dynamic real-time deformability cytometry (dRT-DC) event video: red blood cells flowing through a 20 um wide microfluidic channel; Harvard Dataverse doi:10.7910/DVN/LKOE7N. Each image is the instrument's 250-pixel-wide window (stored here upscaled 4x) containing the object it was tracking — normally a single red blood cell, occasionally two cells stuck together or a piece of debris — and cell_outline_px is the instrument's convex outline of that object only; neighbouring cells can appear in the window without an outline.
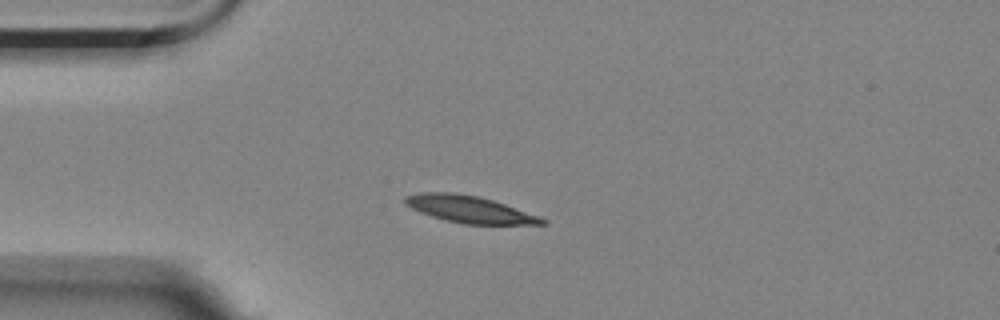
{"species": "Egyptian fruit bat (a non-hibernating species)", "species_latin": "Rousettus aegyptiacus", "temperature_condition": "room temperature", "stored_images_in_passage": 6, "camera_frame_rate_fps": 3000, "um_per_image_px": 0.085, "animal": {"sex": "female"}, "frame": {"image": 1, "passage_image": 1, "time_ms": 0.0, "image_size_px": [1000, 320], "cell_outline_px": [[548, 224], [464, 224], [444, 220], [420, 212], [404, 204], [404, 196], [420, 192], [456, 192], [476, 196], [492, 200], [540, 216], [548, 220]], "centroid_in_image_um": [39.89, 17.79], "position_along_channel_um": 45.1, "area_um2": 21.5}}
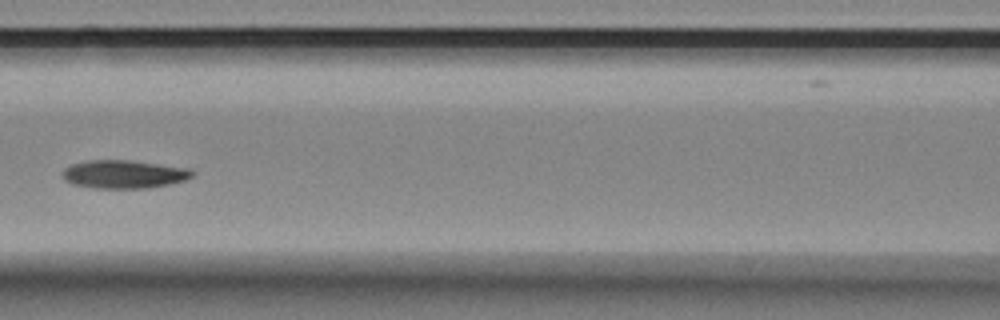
{"frame": {"image": 2, "passage_image": 4, "time_ms": 1.0, "image_size_px": [1000, 320], "cell_outline_px": [[196, 172], [192, 176], [184, 180], [168, 184], [148, 188], [92, 188], [72, 184], [64, 180], [64, 168], [72, 164], [88, 160], [128, 160], [192, 168]], "centroid_in_image_um": [10.55, 14.8], "position_along_channel_um": 156.0, "area_um2": 21.39}}
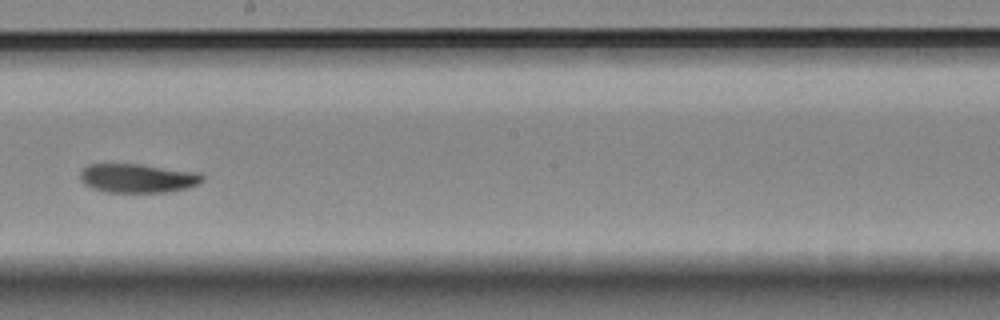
{"frame": {"image": 3, "passage_image": 6, "time_ms": 1.667, "image_size_px": [1000, 320], "cell_outline_px": [[204, 180], [200, 184], [188, 188], [164, 192], [104, 192], [92, 188], [84, 184], [80, 180], [80, 172], [88, 164], [140, 164], [200, 172], [204, 176]], "centroid_in_image_um": [11.73, 15.14], "position_along_channel_um": 236.5, "area_um2": 20.87}}